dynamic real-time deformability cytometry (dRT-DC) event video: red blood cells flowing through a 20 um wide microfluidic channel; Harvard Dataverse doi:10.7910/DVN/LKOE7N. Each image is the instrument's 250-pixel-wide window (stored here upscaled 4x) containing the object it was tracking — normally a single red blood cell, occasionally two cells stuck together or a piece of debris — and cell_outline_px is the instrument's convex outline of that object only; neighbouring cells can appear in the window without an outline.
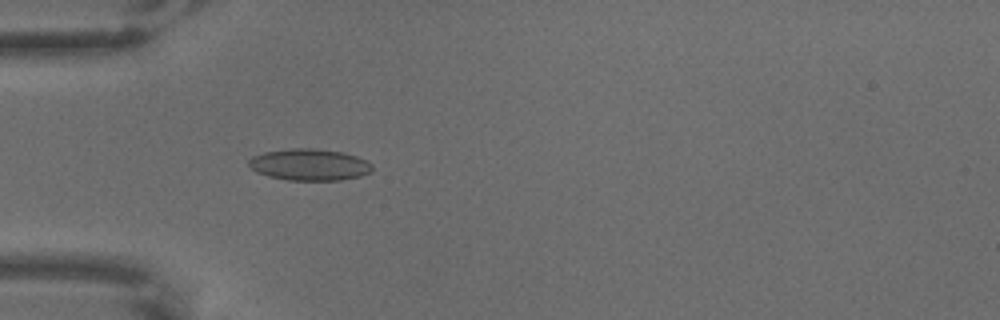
{"species": "common noctule bat (a hibernating species)", "species_latin": "Nyctalus noctula", "temperature_condition": "warm", "stored_images_in_passage": 6, "camera_frame_rate_fps": 3000, "um_per_image_px": 0.085, "animal": {"sex": "male", "body_mass_g": 18.8}, "frame": {"image": 1, "passage_image": 6, "time_ms": 1.667, "image_size_px": [1000, 320], "cell_outline_px": [[372, 172], [360, 176], [340, 180], [288, 180], [268, 176], [256, 172], [248, 164], [248, 160], [252, 156], [264, 152], [292, 148], [316, 148], [344, 152], [356, 156], [372, 164]], "centroid_in_image_um": [26.3, 13.99], "position_along_channel_um": 58.7, "area_um2": 22.83}}